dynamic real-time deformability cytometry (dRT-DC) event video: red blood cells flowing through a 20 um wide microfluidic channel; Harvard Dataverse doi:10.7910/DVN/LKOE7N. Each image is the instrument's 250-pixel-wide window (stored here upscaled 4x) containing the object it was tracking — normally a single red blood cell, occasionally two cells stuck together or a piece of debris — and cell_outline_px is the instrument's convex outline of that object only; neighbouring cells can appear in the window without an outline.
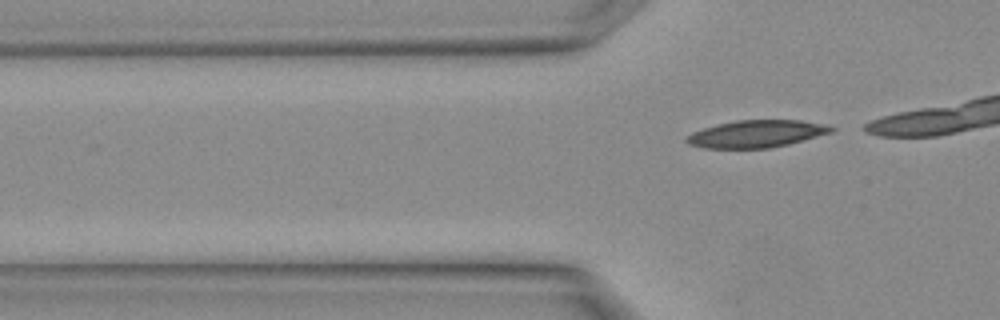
{"species": "Egyptian fruit bat (a non-hibernating species)", "species_latin": "Rousettus aegyptiacus", "temperature_condition": "warm", "stored_images_in_passage": 7, "camera_frame_rate_fps": 3000, "um_per_image_px": 0.085, "animal": {"sex": "female"}, "frame": {"image": 1, "passage_image": 5, "time_ms": 1.333, "image_size_px": [1000, 320], "cell_outline_px": [[836, 128], [832, 132], [788, 144], [768, 148], [704, 148], [688, 144], [684, 140], [692, 132], [716, 124], [736, 120], [800, 120], [824, 124]], "centroid_in_image_um": [64.28, 11.37], "position_along_channel_um": 61.5, "area_um2": 22.89}}
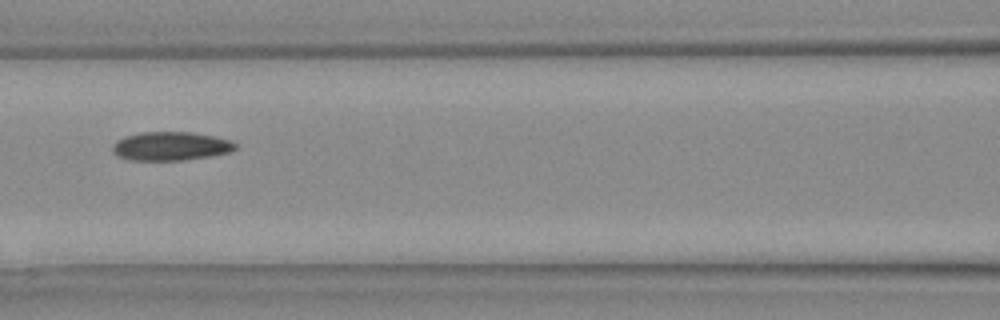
{"frame": {"image": 2, "passage_image": 7, "time_ms": 2.0, "image_size_px": [1000, 320], "cell_outline_px": [[236, 148], [228, 152], [208, 156], [184, 160], [128, 160], [116, 156], [112, 152], [112, 144], [116, 140], [124, 136], [140, 132], [192, 132], [216, 136], [228, 140], [236, 144]], "centroid_in_image_um": [14.43, 12.42], "position_along_channel_um": 152.2, "area_um2": 20.63}}